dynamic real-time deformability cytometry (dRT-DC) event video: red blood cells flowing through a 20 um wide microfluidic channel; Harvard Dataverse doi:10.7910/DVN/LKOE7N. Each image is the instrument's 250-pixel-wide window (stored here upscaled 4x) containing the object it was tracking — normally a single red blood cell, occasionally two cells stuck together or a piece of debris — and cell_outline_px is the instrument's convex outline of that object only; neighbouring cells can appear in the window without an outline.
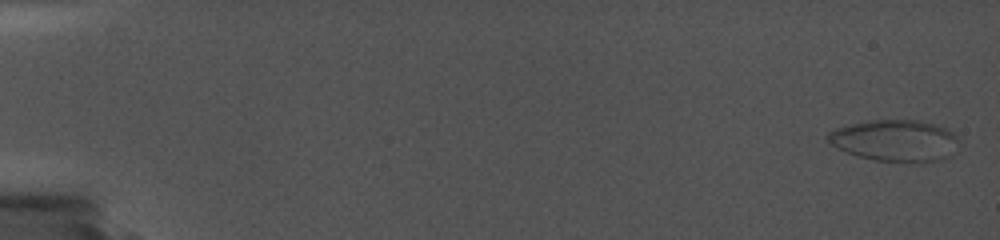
{"species": "common noctule bat (a hibernating species)", "species_latin": "Nyctalus noctula", "temperature_condition": "cold", "stored_images_in_passage": 9, "camera_frame_rate_fps": 5000, "um_per_image_px": 0.085, "animal": {"sex": "female", "body_mass_g": 19.0, "forearm_length_mm": 56.7}, "frame": {"image": 1, "passage_image": 1, "time_ms": 0.0, "image_size_px": [1000, 240], "cell_outline_px": [[956, 152], [952, 156], [940, 160], [876, 160], [860, 156], [836, 148], [824, 136], [828, 132], [836, 128], [868, 120], [920, 120], [944, 128], [952, 132], [956, 136]], "centroid_in_image_um": [76.06, 11.92], "position_along_channel_um": 8.9, "area_um2": 31.04}}
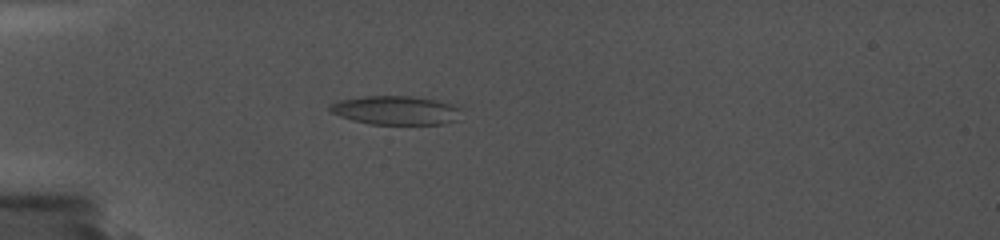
{"frame": {"image": 2, "passage_image": 7, "time_ms": 5.8, "image_size_px": [1000, 240], "cell_outline_px": [[464, 108], [460, 120], [444, 124], [372, 124], [352, 120], [328, 112], [328, 104], [340, 100], [364, 96], [412, 96], [460, 104]], "centroid_in_image_um": [33.74, 9.37], "position_along_channel_um": 51.3, "area_um2": 22.77}}